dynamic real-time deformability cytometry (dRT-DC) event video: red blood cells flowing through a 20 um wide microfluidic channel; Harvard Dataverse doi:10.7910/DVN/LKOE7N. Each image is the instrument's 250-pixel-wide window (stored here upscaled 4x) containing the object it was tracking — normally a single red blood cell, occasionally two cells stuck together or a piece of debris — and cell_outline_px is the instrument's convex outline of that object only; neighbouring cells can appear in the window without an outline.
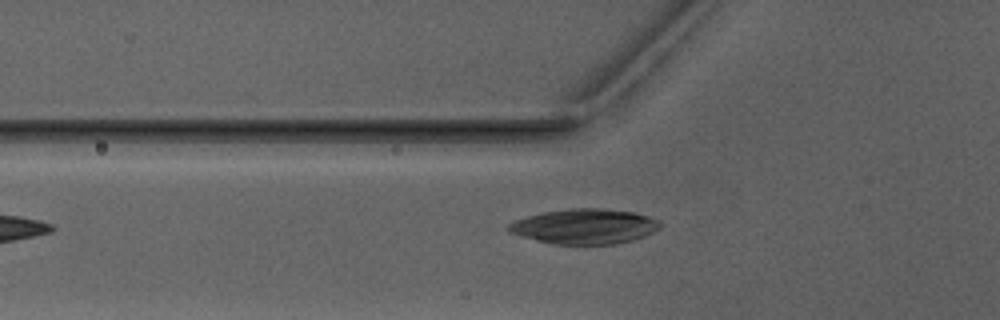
{"species": "Egyptian fruit bat (a non-hibernating species)", "species_latin": "Rousettus aegyptiacus", "temperature_condition": "warm", "stored_images_in_passage": 2, "camera_frame_rate_fps": 3000, "um_per_image_px": 0.085, "animal": {"sex": "male"}, "frame": {"image": 1, "passage_image": 2, "time_ms": 1.333, "image_size_px": [1000, 320], "cell_outline_px": [[664, 224], [660, 228], [644, 236], [632, 240], [616, 244], [552, 244], [536, 240], [508, 232], [508, 224], [516, 220], [528, 216], [544, 212], [568, 208], [600, 208], [632, 212], [648, 216], [660, 220]], "centroid_in_image_um": [49.72, 19.24], "position_along_channel_um": 76.1, "area_um2": 30.92}}